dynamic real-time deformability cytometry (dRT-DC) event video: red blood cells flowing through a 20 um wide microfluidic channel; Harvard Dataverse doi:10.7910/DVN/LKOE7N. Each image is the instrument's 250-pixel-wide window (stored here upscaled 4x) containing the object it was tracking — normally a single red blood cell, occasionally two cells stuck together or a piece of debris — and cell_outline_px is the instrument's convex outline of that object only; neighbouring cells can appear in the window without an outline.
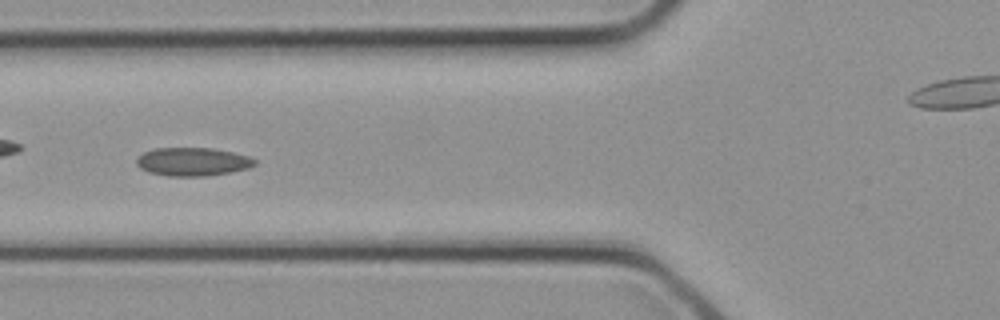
{"species": "common noctule bat (a hibernating species)", "species_latin": "Nyctalus noctula", "temperature_condition": "cold", "stored_images_in_passage": 14, "camera_frame_rate_fps": 3000, "um_per_image_px": 0.085, "animal": {"sex": "female", "body_mass_g": 21.9}, "frame": {"image": 1, "passage_image": 7, "time_ms": 2.0, "image_size_px": [1000, 320], "cell_outline_px": [[256, 164], [248, 168], [232, 172], [204, 176], [168, 176], [148, 172], [140, 168], [136, 164], [136, 160], [144, 152], [152, 148], [212, 148], [232, 152], [248, 156], [256, 160]], "centroid_in_image_um": [16.37, 13.75], "position_along_channel_um": 109.4, "area_um2": 19.54}}